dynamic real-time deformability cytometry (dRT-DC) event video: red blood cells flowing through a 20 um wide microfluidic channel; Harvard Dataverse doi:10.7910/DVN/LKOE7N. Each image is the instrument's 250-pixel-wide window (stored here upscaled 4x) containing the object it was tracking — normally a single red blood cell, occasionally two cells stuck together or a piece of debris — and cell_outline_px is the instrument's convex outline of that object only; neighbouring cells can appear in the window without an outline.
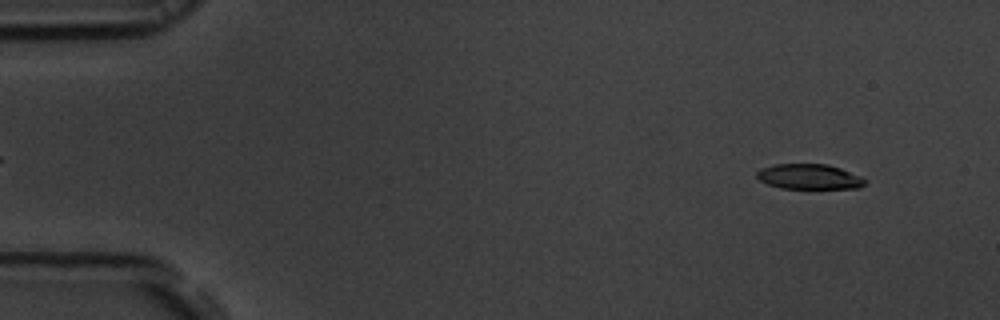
{"species": "common noctule bat (a hibernating species)", "species_latin": "Nyctalus noctula", "temperature_condition": "room temperature", "stored_images_in_passage": 51, "camera_frame_rate_fps": 3000, "um_per_image_px": 0.085, "animal": {"sex": "male", "body_mass_g": 19.5, "forearm_length_mm": 54.6}, "frame": {"image": 1, "passage_image": 1, "time_ms": 0.0, "image_size_px": [1000, 320], "cell_outline_px": [[868, 180], [860, 188], [780, 188], [768, 184], [760, 180], [756, 176], [756, 172], [760, 168], [776, 164], [828, 164], [840, 168], [860, 176]], "centroid_in_image_um": [68.78, 15.01], "position_along_channel_um": 16.2, "area_um2": 15.84}}
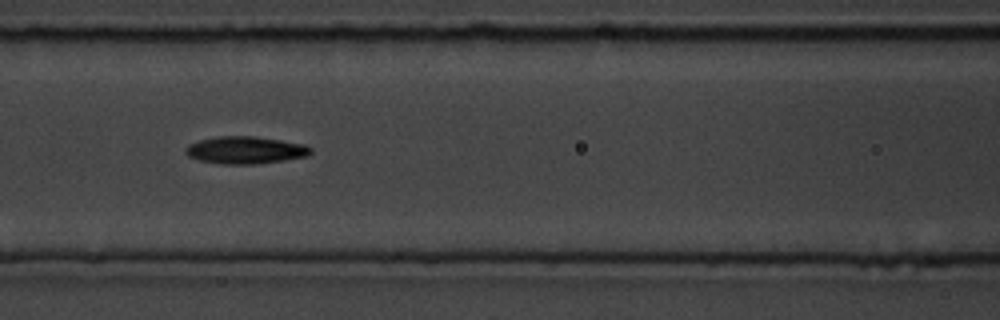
{"frame": {"image": 2, "passage_image": 20, "time_ms": 6.333, "image_size_px": [1000, 320], "cell_outline_px": [[312, 152], [308, 156], [284, 160], [256, 164], [220, 164], [200, 160], [188, 156], [184, 152], [188, 144], [200, 140], [220, 136], [252, 136], [280, 140], [304, 144], [312, 148]], "centroid_in_image_um": [20.86, 12.76], "position_along_channel_um": 145.7, "area_um2": 19.88}}
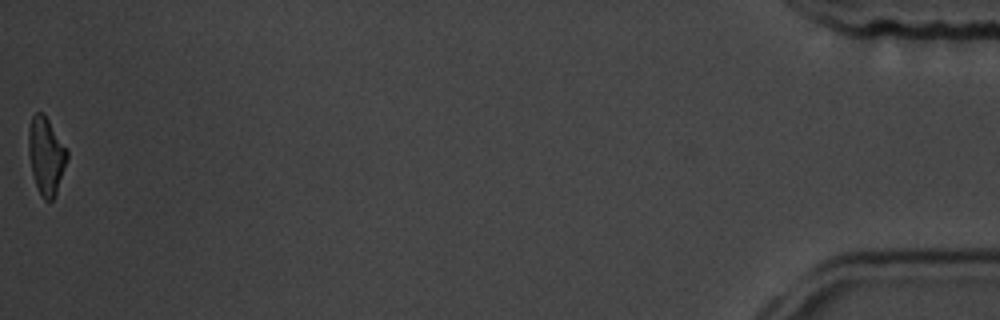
{"frame": {"image": 3, "passage_image": 51, "time_ms": 16.667, "image_size_px": [1000, 320], "cell_outline_px": [[68, 156], [56, 192], [52, 200], [44, 200], [36, 184], [32, 172], [28, 152], [28, 128], [32, 116], [36, 112], [40, 112], [48, 120], [68, 152]], "centroid_in_image_um": [3.89, 13.22], "position_along_channel_um": 431.3, "area_um2": 16.82}, "authors_computed_cell_mechanics": {"area_um2": 18.496, "velocity_mm_per_s": 3.7288, "shape_relaxation_time_tau1_ms": 4.5425, "shape_relaxation_time_tau2_ms": 5.8878, "deformation_change_tau1": 0.1481, "deformation_change_tau2": 0.1505}}